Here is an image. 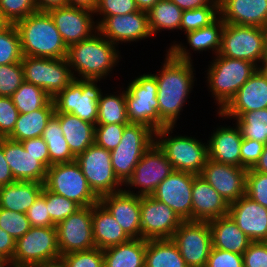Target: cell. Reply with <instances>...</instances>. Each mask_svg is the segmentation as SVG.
Listing matches in <instances>:
<instances>
[{"label":"cell","mask_w":267,"mask_h":267,"mask_svg":"<svg viewBox=\"0 0 267 267\" xmlns=\"http://www.w3.org/2000/svg\"><path fill=\"white\" fill-rule=\"evenodd\" d=\"M72 154L77 157L94 144L95 125L70 113H55Z\"/></svg>","instance_id":"1f68e13d"},{"label":"cell","mask_w":267,"mask_h":267,"mask_svg":"<svg viewBox=\"0 0 267 267\" xmlns=\"http://www.w3.org/2000/svg\"><path fill=\"white\" fill-rule=\"evenodd\" d=\"M101 18V19H100ZM98 32L115 45L138 42L153 37L149 29L148 12L136 11L125 15L100 16Z\"/></svg>","instance_id":"2e32d148"},{"label":"cell","mask_w":267,"mask_h":267,"mask_svg":"<svg viewBox=\"0 0 267 267\" xmlns=\"http://www.w3.org/2000/svg\"><path fill=\"white\" fill-rule=\"evenodd\" d=\"M11 98L19 114L41 109L52 100L43 89L27 82H23Z\"/></svg>","instance_id":"ab89813d"},{"label":"cell","mask_w":267,"mask_h":267,"mask_svg":"<svg viewBox=\"0 0 267 267\" xmlns=\"http://www.w3.org/2000/svg\"><path fill=\"white\" fill-rule=\"evenodd\" d=\"M259 72L267 78V59H263L257 66Z\"/></svg>","instance_id":"2644e50d"},{"label":"cell","mask_w":267,"mask_h":267,"mask_svg":"<svg viewBox=\"0 0 267 267\" xmlns=\"http://www.w3.org/2000/svg\"><path fill=\"white\" fill-rule=\"evenodd\" d=\"M12 23L4 16L0 10V32L7 29Z\"/></svg>","instance_id":"89a4df30"},{"label":"cell","mask_w":267,"mask_h":267,"mask_svg":"<svg viewBox=\"0 0 267 267\" xmlns=\"http://www.w3.org/2000/svg\"><path fill=\"white\" fill-rule=\"evenodd\" d=\"M139 11L135 0H98L94 10L96 16L125 15Z\"/></svg>","instance_id":"816d5d0a"},{"label":"cell","mask_w":267,"mask_h":267,"mask_svg":"<svg viewBox=\"0 0 267 267\" xmlns=\"http://www.w3.org/2000/svg\"><path fill=\"white\" fill-rule=\"evenodd\" d=\"M264 29L257 26L224 24L219 55L247 60L256 66L264 58Z\"/></svg>","instance_id":"4fadbf2b"},{"label":"cell","mask_w":267,"mask_h":267,"mask_svg":"<svg viewBox=\"0 0 267 267\" xmlns=\"http://www.w3.org/2000/svg\"><path fill=\"white\" fill-rule=\"evenodd\" d=\"M233 121L243 138L267 144V108L243 113Z\"/></svg>","instance_id":"60d3db41"},{"label":"cell","mask_w":267,"mask_h":267,"mask_svg":"<svg viewBox=\"0 0 267 267\" xmlns=\"http://www.w3.org/2000/svg\"><path fill=\"white\" fill-rule=\"evenodd\" d=\"M225 22L218 16L212 23L208 26L200 28L198 30L190 31L185 33L186 44H182V41H174L169 47H166L168 51L175 59L180 61H193L191 56L192 52L197 54L201 52L210 51L214 56L218 55L221 47L222 32L224 29ZM188 48V49H187ZM191 49V50H190ZM210 50V51H209ZM196 51V52H195Z\"/></svg>","instance_id":"7402d4cb"},{"label":"cell","mask_w":267,"mask_h":267,"mask_svg":"<svg viewBox=\"0 0 267 267\" xmlns=\"http://www.w3.org/2000/svg\"><path fill=\"white\" fill-rule=\"evenodd\" d=\"M145 253V239H130L103 250L104 267H145Z\"/></svg>","instance_id":"836d02e7"},{"label":"cell","mask_w":267,"mask_h":267,"mask_svg":"<svg viewBox=\"0 0 267 267\" xmlns=\"http://www.w3.org/2000/svg\"><path fill=\"white\" fill-rule=\"evenodd\" d=\"M205 78L208 93L211 92L215 105L220 112L236 95L238 90L257 70V66L247 60L216 55L212 57ZM207 76V77H206Z\"/></svg>","instance_id":"277c9868"},{"label":"cell","mask_w":267,"mask_h":267,"mask_svg":"<svg viewBox=\"0 0 267 267\" xmlns=\"http://www.w3.org/2000/svg\"><path fill=\"white\" fill-rule=\"evenodd\" d=\"M218 11L227 24L267 26V0H218Z\"/></svg>","instance_id":"83f0119b"},{"label":"cell","mask_w":267,"mask_h":267,"mask_svg":"<svg viewBox=\"0 0 267 267\" xmlns=\"http://www.w3.org/2000/svg\"><path fill=\"white\" fill-rule=\"evenodd\" d=\"M27 218L31 226L35 227H50L56 226L48 213V206L46 205V187L44 186L42 193L37 197L35 202L30 206L26 212Z\"/></svg>","instance_id":"f5cc1de1"},{"label":"cell","mask_w":267,"mask_h":267,"mask_svg":"<svg viewBox=\"0 0 267 267\" xmlns=\"http://www.w3.org/2000/svg\"><path fill=\"white\" fill-rule=\"evenodd\" d=\"M14 25L23 56L50 59L67 57L68 47L48 12L36 11Z\"/></svg>","instance_id":"3957f363"},{"label":"cell","mask_w":267,"mask_h":267,"mask_svg":"<svg viewBox=\"0 0 267 267\" xmlns=\"http://www.w3.org/2000/svg\"><path fill=\"white\" fill-rule=\"evenodd\" d=\"M0 10L12 23L26 18L37 11L34 0H0Z\"/></svg>","instance_id":"f907efd6"},{"label":"cell","mask_w":267,"mask_h":267,"mask_svg":"<svg viewBox=\"0 0 267 267\" xmlns=\"http://www.w3.org/2000/svg\"><path fill=\"white\" fill-rule=\"evenodd\" d=\"M61 256L96 248L93 241L92 206L80 207L56 225Z\"/></svg>","instance_id":"e0dca14e"},{"label":"cell","mask_w":267,"mask_h":267,"mask_svg":"<svg viewBox=\"0 0 267 267\" xmlns=\"http://www.w3.org/2000/svg\"><path fill=\"white\" fill-rule=\"evenodd\" d=\"M24 81L21 62L0 65V96L11 97Z\"/></svg>","instance_id":"bcb514c9"},{"label":"cell","mask_w":267,"mask_h":267,"mask_svg":"<svg viewBox=\"0 0 267 267\" xmlns=\"http://www.w3.org/2000/svg\"><path fill=\"white\" fill-rule=\"evenodd\" d=\"M0 267H9V264L0 255Z\"/></svg>","instance_id":"753ad0ef"},{"label":"cell","mask_w":267,"mask_h":267,"mask_svg":"<svg viewBox=\"0 0 267 267\" xmlns=\"http://www.w3.org/2000/svg\"><path fill=\"white\" fill-rule=\"evenodd\" d=\"M24 149L30 152L48 169L50 167V157L47 144L42 137H36L21 141Z\"/></svg>","instance_id":"680465c9"},{"label":"cell","mask_w":267,"mask_h":267,"mask_svg":"<svg viewBox=\"0 0 267 267\" xmlns=\"http://www.w3.org/2000/svg\"><path fill=\"white\" fill-rule=\"evenodd\" d=\"M160 71L152 75L157 81V100L159 103V129L177 126V119L190 99L196 80L193 61L175 59L168 51Z\"/></svg>","instance_id":"6da1fadb"},{"label":"cell","mask_w":267,"mask_h":267,"mask_svg":"<svg viewBox=\"0 0 267 267\" xmlns=\"http://www.w3.org/2000/svg\"><path fill=\"white\" fill-rule=\"evenodd\" d=\"M195 176L174 170L158 185L152 196L171 207L182 221H192L191 194Z\"/></svg>","instance_id":"ffe728a7"},{"label":"cell","mask_w":267,"mask_h":267,"mask_svg":"<svg viewBox=\"0 0 267 267\" xmlns=\"http://www.w3.org/2000/svg\"><path fill=\"white\" fill-rule=\"evenodd\" d=\"M76 162L98 198L123 190V184L113 171L110 151L104 147L94 143L76 157Z\"/></svg>","instance_id":"7c38bea8"},{"label":"cell","mask_w":267,"mask_h":267,"mask_svg":"<svg viewBox=\"0 0 267 267\" xmlns=\"http://www.w3.org/2000/svg\"><path fill=\"white\" fill-rule=\"evenodd\" d=\"M265 144L262 142L243 138L240 148V167L251 169L259 161Z\"/></svg>","instance_id":"11a10c76"},{"label":"cell","mask_w":267,"mask_h":267,"mask_svg":"<svg viewBox=\"0 0 267 267\" xmlns=\"http://www.w3.org/2000/svg\"><path fill=\"white\" fill-rule=\"evenodd\" d=\"M92 225L96 248L104 250L131 239L100 202L92 206Z\"/></svg>","instance_id":"f546056e"},{"label":"cell","mask_w":267,"mask_h":267,"mask_svg":"<svg viewBox=\"0 0 267 267\" xmlns=\"http://www.w3.org/2000/svg\"><path fill=\"white\" fill-rule=\"evenodd\" d=\"M47 12L67 47L90 38L98 31L92 10L67 5Z\"/></svg>","instance_id":"d6986e66"},{"label":"cell","mask_w":267,"mask_h":267,"mask_svg":"<svg viewBox=\"0 0 267 267\" xmlns=\"http://www.w3.org/2000/svg\"><path fill=\"white\" fill-rule=\"evenodd\" d=\"M216 128V129H215ZM209 136V159L214 162L240 167V148L243 137L237 124L215 127Z\"/></svg>","instance_id":"f1b7e54d"},{"label":"cell","mask_w":267,"mask_h":267,"mask_svg":"<svg viewBox=\"0 0 267 267\" xmlns=\"http://www.w3.org/2000/svg\"><path fill=\"white\" fill-rule=\"evenodd\" d=\"M46 205L52 222L57 225L70 215H72L80 206L72 200L58 195L46 188Z\"/></svg>","instance_id":"ee69618b"},{"label":"cell","mask_w":267,"mask_h":267,"mask_svg":"<svg viewBox=\"0 0 267 267\" xmlns=\"http://www.w3.org/2000/svg\"><path fill=\"white\" fill-rule=\"evenodd\" d=\"M34 267H67V265H66L65 261L62 259V257H60V258L55 259V260H51V261L37 264Z\"/></svg>","instance_id":"a7ac6f4b"},{"label":"cell","mask_w":267,"mask_h":267,"mask_svg":"<svg viewBox=\"0 0 267 267\" xmlns=\"http://www.w3.org/2000/svg\"><path fill=\"white\" fill-rule=\"evenodd\" d=\"M37 11H49L53 8L67 6V0H34Z\"/></svg>","instance_id":"be15d7a7"},{"label":"cell","mask_w":267,"mask_h":267,"mask_svg":"<svg viewBox=\"0 0 267 267\" xmlns=\"http://www.w3.org/2000/svg\"><path fill=\"white\" fill-rule=\"evenodd\" d=\"M16 241L6 231L0 228V255L9 263L15 253Z\"/></svg>","instance_id":"91938a15"},{"label":"cell","mask_w":267,"mask_h":267,"mask_svg":"<svg viewBox=\"0 0 267 267\" xmlns=\"http://www.w3.org/2000/svg\"><path fill=\"white\" fill-rule=\"evenodd\" d=\"M219 16L218 6H204L202 8L184 10L180 31L184 34L208 26Z\"/></svg>","instance_id":"7bdbcfd3"},{"label":"cell","mask_w":267,"mask_h":267,"mask_svg":"<svg viewBox=\"0 0 267 267\" xmlns=\"http://www.w3.org/2000/svg\"><path fill=\"white\" fill-rule=\"evenodd\" d=\"M23 53L18 31L14 24L0 32V65L21 62Z\"/></svg>","instance_id":"b9f144b4"},{"label":"cell","mask_w":267,"mask_h":267,"mask_svg":"<svg viewBox=\"0 0 267 267\" xmlns=\"http://www.w3.org/2000/svg\"><path fill=\"white\" fill-rule=\"evenodd\" d=\"M15 179L3 151V138H0V187L14 183Z\"/></svg>","instance_id":"94428289"},{"label":"cell","mask_w":267,"mask_h":267,"mask_svg":"<svg viewBox=\"0 0 267 267\" xmlns=\"http://www.w3.org/2000/svg\"><path fill=\"white\" fill-rule=\"evenodd\" d=\"M24 81L43 89L52 99L75 78L67 58L23 56Z\"/></svg>","instance_id":"8fae6325"},{"label":"cell","mask_w":267,"mask_h":267,"mask_svg":"<svg viewBox=\"0 0 267 267\" xmlns=\"http://www.w3.org/2000/svg\"><path fill=\"white\" fill-rule=\"evenodd\" d=\"M41 137L49 150L50 166L57 163L76 161V157L70 151L68 143L64 138L60 122L55 116L49 120Z\"/></svg>","instance_id":"74e56055"},{"label":"cell","mask_w":267,"mask_h":267,"mask_svg":"<svg viewBox=\"0 0 267 267\" xmlns=\"http://www.w3.org/2000/svg\"><path fill=\"white\" fill-rule=\"evenodd\" d=\"M155 143V132L143 124L125 126L120 143L110 151L111 164L118 180L124 185L132 176L143 154Z\"/></svg>","instance_id":"52a82bcc"},{"label":"cell","mask_w":267,"mask_h":267,"mask_svg":"<svg viewBox=\"0 0 267 267\" xmlns=\"http://www.w3.org/2000/svg\"><path fill=\"white\" fill-rule=\"evenodd\" d=\"M18 116L12 98L0 96V138H7L12 133Z\"/></svg>","instance_id":"db71d44e"},{"label":"cell","mask_w":267,"mask_h":267,"mask_svg":"<svg viewBox=\"0 0 267 267\" xmlns=\"http://www.w3.org/2000/svg\"><path fill=\"white\" fill-rule=\"evenodd\" d=\"M205 267H244L243 254L212 247Z\"/></svg>","instance_id":"9f6ffc18"},{"label":"cell","mask_w":267,"mask_h":267,"mask_svg":"<svg viewBox=\"0 0 267 267\" xmlns=\"http://www.w3.org/2000/svg\"><path fill=\"white\" fill-rule=\"evenodd\" d=\"M228 214L252 242L267 241V208L243 195L229 205Z\"/></svg>","instance_id":"d4e9b609"},{"label":"cell","mask_w":267,"mask_h":267,"mask_svg":"<svg viewBox=\"0 0 267 267\" xmlns=\"http://www.w3.org/2000/svg\"><path fill=\"white\" fill-rule=\"evenodd\" d=\"M247 169L208 159L200 174L230 205L245 195Z\"/></svg>","instance_id":"44dd1931"},{"label":"cell","mask_w":267,"mask_h":267,"mask_svg":"<svg viewBox=\"0 0 267 267\" xmlns=\"http://www.w3.org/2000/svg\"><path fill=\"white\" fill-rule=\"evenodd\" d=\"M3 151L15 181L45 182L47 168L21 142L3 138Z\"/></svg>","instance_id":"484cf974"},{"label":"cell","mask_w":267,"mask_h":267,"mask_svg":"<svg viewBox=\"0 0 267 267\" xmlns=\"http://www.w3.org/2000/svg\"><path fill=\"white\" fill-rule=\"evenodd\" d=\"M182 10L171 0H159L149 11V29L153 37L162 31H180Z\"/></svg>","instance_id":"8d00e7d4"},{"label":"cell","mask_w":267,"mask_h":267,"mask_svg":"<svg viewBox=\"0 0 267 267\" xmlns=\"http://www.w3.org/2000/svg\"><path fill=\"white\" fill-rule=\"evenodd\" d=\"M98 0H67L68 6L86 8L94 11Z\"/></svg>","instance_id":"e7e4bbea"},{"label":"cell","mask_w":267,"mask_h":267,"mask_svg":"<svg viewBox=\"0 0 267 267\" xmlns=\"http://www.w3.org/2000/svg\"><path fill=\"white\" fill-rule=\"evenodd\" d=\"M145 267H188L172 239L146 240Z\"/></svg>","instance_id":"d590c367"},{"label":"cell","mask_w":267,"mask_h":267,"mask_svg":"<svg viewBox=\"0 0 267 267\" xmlns=\"http://www.w3.org/2000/svg\"><path fill=\"white\" fill-rule=\"evenodd\" d=\"M54 114L55 110L52 100L41 109L26 114H19L15 127L7 138L21 142L26 139L41 137Z\"/></svg>","instance_id":"e575fe53"},{"label":"cell","mask_w":267,"mask_h":267,"mask_svg":"<svg viewBox=\"0 0 267 267\" xmlns=\"http://www.w3.org/2000/svg\"><path fill=\"white\" fill-rule=\"evenodd\" d=\"M99 202L111 213L131 239L142 238L140 196L122 190L100 197Z\"/></svg>","instance_id":"cb8c5ba5"},{"label":"cell","mask_w":267,"mask_h":267,"mask_svg":"<svg viewBox=\"0 0 267 267\" xmlns=\"http://www.w3.org/2000/svg\"><path fill=\"white\" fill-rule=\"evenodd\" d=\"M126 125L127 124H96L94 143L104 147L106 150H113L120 143Z\"/></svg>","instance_id":"681fc988"},{"label":"cell","mask_w":267,"mask_h":267,"mask_svg":"<svg viewBox=\"0 0 267 267\" xmlns=\"http://www.w3.org/2000/svg\"><path fill=\"white\" fill-rule=\"evenodd\" d=\"M61 257L67 267H104L103 250L99 248L70 252Z\"/></svg>","instance_id":"c3c4849f"},{"label":"cell","mask_w":267,"mask_h":267,"mask_svg":"<svg viewBox=\"0 0 267 267\" xmlns=\"http://www.w3.org/2000/svg\"><path fill=\"white\" fill-rule=\"evenodd\" d=\"M118 92V93H117ZM112 93L102 92L98 102L96 124H129L126 110L125 90ZM117 93V94H115Z\"/></svg>","instance_id":"f35d334b"},{"label":"cell","mask_w":267,"mask_h":267,"mask_svg":"<svg viewBox=\"0 0 267 267\" xmlns=\"http://www.w3.org/2000/svg\"><path fill=\"white\" fill-rule=\"evenodd\" d=\"M264 29V41H265V47H264V58L267 59V26L263 28Z\"/></svg>","instance_id":"8c879c8a"},{"label":"cell","mask_w":267,"mask_h":267,"mask_svg":"<svg viewBox=\"0 0 267 267\" xmlns=\"http://www.w3.org/2000/svg\"><path fill=\"white\" fill-rule=\"evenodd\" d=\"M182 11L202 8L204 6H218V0H171Z\"/></svg>","instance_id":"6125c7cd"},{"label":"cell","mask_w":267,"mask_h":267,"mask_svg":"<svg viewBox=\"0 0 267 267\" xmlns=\"http://www.w3.org/2000/svg\"><path fill=\"white\" fill-rule=\"evenodd\" d=\"M172 240L188 267H205L212 249L209 222L183 221Z\"/></svg>","instance_id":"9a60e30c"},{"label":"cell","mask_w":267,"mask_h":267,"mask_svg":"<svg viewBox=\"0 0 267 267\" xmlns=\"http://www.w3.org/2000/svg\"><path fill=\"white\" fill-rule=\"evenodd\" d=\"M44 186L49 191L74 201L80 207L93 206L99 202L76 161L51 165L47 169Z\"/></svg>","instance_id":"30bf717a"},{"label":"cell","mask_w":267,"mask_h":267,"mask_svg":"<svg viewBox=\"0 0 267 267\" xmlns=\"http://www.w3.org/2000/svg\"><path fill=\"white\" fill-rule=\"evenodd\" d=\"M264 108H267V78L257 69L230 102L216 114L222 120H232L243 113Z\"/></svg>","instance_id":"603a6c76"},{"label":"cell","mask_w":267,"mask_h":267,"mask_svg":"<svg viewBox=\"0 0 267 267\" xmlns=\"http://www.w3.org/2000/svg\"><path fill=\"white\" fill-rule=\"evenodd\" d=\"M101 80L74 79L53 99L55 113H70L96 125Z\"/></svg>","instance_id":"9c48e42d"},{"label":"cell","mask_w":267,"mask_h":267,"mask_svg":"<svg viewBox=\"0 0 267 267\" xmlns=\"http://www.w3.org/2000/svg\"><path fill=\"white\" fill-rule=\"evenodd\" d=\"M252 169L254 171L267 174V144H265L264 150L259 158V161Z\"/></svg>","instance_id":"03108f58"},{"label":"cell","mask_w":267,"mask_h":267,"mask_svg":"<svg viewBox=\"0 0 267 267\" xmlns=\"http://www.w3.org/2000/svg\"><path fill=\"white\" fill-rule=\"evenodd\" d=\"M61 257L56 226L31 228L16 241L9 267H34Z\"/></svg>","instance_id":"ba28073f"},{"label":"cell","mask_w":267,"mask_h":267,"mask_svg":"<svg viewBox=\"0 0 267 267\" xmlns=\"http://www.w3.org/2000/svg\"><path fill=\"white\" fill-rule=\"evenodd\" d=\"M118 48L98 31L90 38L69 46L66 58L74 78L107 80L123 59Z\"/></svg>","instance_id":"7a4b0ae2"},{"label":"cell","mask_w":267,"mask_h":267,"mask_svg":"<svg viewBox=\"0 0 267 267\" xmlns=\"http://www.w3.org/2000/svg\"><path fill=\"white\" fill-rule=\"evenodd\" d=\"M173 171L165 153L154 143L135 166L132 176L123 185V190L137 196H151Z\"/></svg>","instance_id":"5bb4252c"},{"label":"cell","mask_w":267,"mask_h":267,"mask_svg":"<svg viewBox=\"0 0 267 267\" xmlns=\"http://www.w3.org/2000/svg\"><path fill=\"white\" fill-rule=\"evenodd\" d=\"M140 11L148 12L159 0H135Z\"/></svg>","instance_id":"003e7915"},{"label":"cell","mask_w":267,"mask_h":267,"mask_svg":"<svg viewBox=\"0 0 267 267\" xmlns=\"http://www.w3.org/2000/svg\"><path fill=\"white\" fill-rule=\"evenodd\" d=\"M245 195L267 208V174L247 169Z\"/></svg>","instance_id":"7dc6e473"},{"label":"cell","mask_w":267,"mask_h":267,"mask_svg":"<svg viewBox=\"0 0 267 267\" xmlns=\"http://www.w3.org/2000/svg\"><path fill=\"white\" fill-rule=\"evenodd\" d=\"M142 239H172L183 222L171 207L151 196H140Z\"/></svg>","instance_id":"ac0fdd59"},{"label":"cell","mask_w":267,"mask_h":267,"mask_svg":"<svg viewBox=\"0 0 267 267\" xmlns=\"http://www.w3.org/2000/svg\"><path fill=\"white\" fill-rule=\"evenodd\" d=\"M0 228L17 241L31 228V224L26 213L0 207Z\"/></svg>","instance_id":"f6af8a7d"},{"label":"cell","mask_w":267,"mask_h":267,"mask_svg":"<svg viewBox=\"0 0 267 267\" xmlns=\"http://www.w3.org/2000/svg\"><path fill=\"white\" fill-rule=\"evenodd\" d=\"M44 183L35 181H15L0 187V207L26 213L42 193Z\"/></svg>","instance_id":"d6a6232c"},{"label":"cell","mask_w":267,"mask_h":267,"mask_svg":"<svg viewBox=\"0 0 267 267\" xmlns=\"http://www.w3.org/2000/svg\"><path fill=\"white\" fill-rule=\"evenodd\" d=\"M140 74L125 87L127 117L130 123L143 124L155 133L159 130L157 81L152 72Z\"/></svg>","instance_id":"8992f818"},{"label":"cell","mask_w":267,"mask_h":267,"mask_svg":"<svg viewBox=\"0 0 267 267\" xmlns=\"http://www.w3.org/2000/svg\"><path fill=\"white\" fill-rule=\"evenodd\" d=\"M192 221L209 222L228 214L229 204L200 175L192 186Z\"/></svg>","instance_id":"4316f807"},{"label":"cell","mask_w":267,"mask_h":267,"mask_svg":"<svg viewBox=\"0 0 267 267\" xmlns=\"http://www.w3.org/2000/svg\"><path fill=\"white\" fill-rule=\"evenodd\" d=\"M174 129L175 126L160 128L155 133V143L165 153L175 171L200 175L209 159L208 142L191 135L172 134Z\"/></svg>","instance_id":"5b68a950"},{"label":"cell","mask_w":267,"mask_h":267,"mask_svg":"<svg viewBox=\"0 0 267 267\" xmlns=\"http://www.w3.org/2000/svg\"><path fill=\"white\" fill-rule=\"evenodd\" d=\"M209 227L213 248L243 254L252 242L229 214L209 221Z\"/></svg>","instance_id":"4dcf8cb0"},{"label":"cell","mask_w":267,"mask_h":267,"mask_svg":"<svg viewBox=\"0 0 267 267\" xmlns=\"http://www.w3.org/2000/svg\"><path fill=\"white\" fill-rule=\"evenodd\" d=\"M244 267H267V241L251 242L243 252Z\"/></svg>","instance_id":"6f0895ef"}]
</instances>
